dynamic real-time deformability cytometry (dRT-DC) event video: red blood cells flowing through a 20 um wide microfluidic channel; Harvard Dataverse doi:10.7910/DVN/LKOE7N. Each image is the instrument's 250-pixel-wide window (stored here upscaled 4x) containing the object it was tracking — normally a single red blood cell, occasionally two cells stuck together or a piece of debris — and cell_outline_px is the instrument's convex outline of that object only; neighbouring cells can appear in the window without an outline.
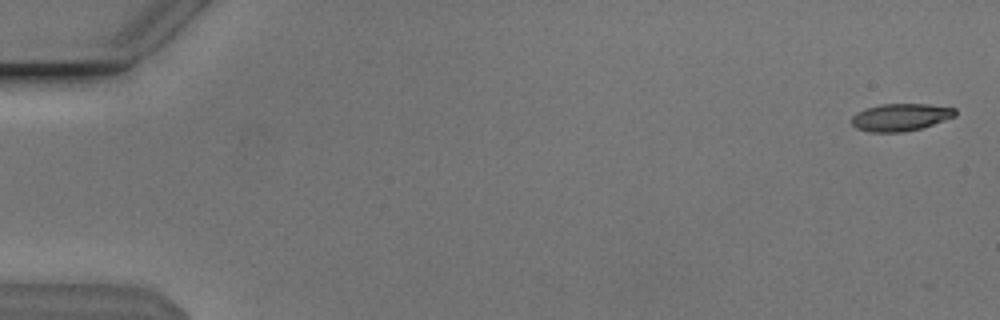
{"species": "Egyptian fruit bat (a non-hibernating species)", "species_latin": "Rousettus aegyptiacus", "temperature_condition": "cold", "stored_images_in_passage": 12, "camera_frame_rate_fps": 3000, "um_per_image_px": 0.085, "animal": {"sex": "male"}, "frame": {"image": 1, "passage_image": 2, "time_ms": 0.333, "image_size_px": [1000, 320], "cell_outline_px": [[956, 116], [920, 128], [904, 132], [868, 132], [856, 128], [852, 124], [852, 116], [856, 112], [864, 108], [880, 104], [928, 104], [956, 108]], "centroid_in_image_um": [76.52, 9.96], "position_along_channel_um": 8.5, "area_um2": 16.59}}